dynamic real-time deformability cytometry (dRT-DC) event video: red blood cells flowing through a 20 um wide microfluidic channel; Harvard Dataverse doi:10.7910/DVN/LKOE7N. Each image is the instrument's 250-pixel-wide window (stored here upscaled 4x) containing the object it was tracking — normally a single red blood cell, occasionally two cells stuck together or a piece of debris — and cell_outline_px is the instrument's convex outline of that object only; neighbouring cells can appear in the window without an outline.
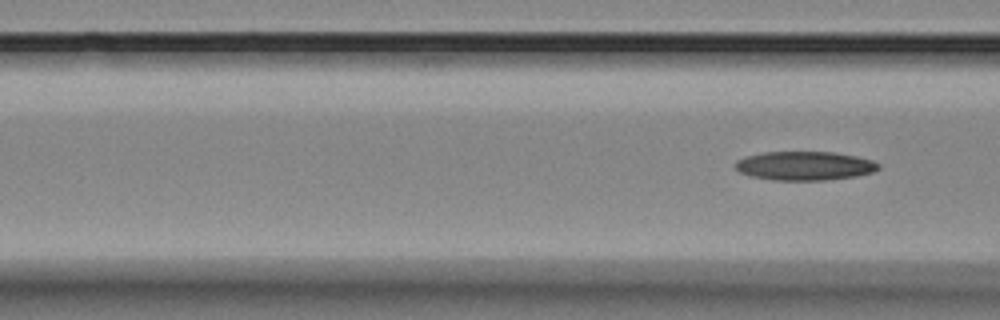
{"species": "Egyptian fruit bat (a non-hibernating species)", "species_latin": "Rousettus aegyptiacus", "temperature_condition": "room temperature", "stored_images_in_passage": 3, "camera_frame_rate_fps": 3000, "um_per_image_px": 0.085, "animal": {"sex": "female"}, "frame": {"image": 1, "passage_image": 3, "time_ms": 2.667, "image_size_px": [1000, 320], "cell_outline_px": [[880, 168], [872, 172], [856, 176], [828, 180], [772, 180], [748, 176], [740, 172], [736, 168], [736, 160], [744, 156], [764, 152], [832, 152], [856, 156], [872, 160], [880, 164]], "centroid_in_image_um": [68.38, 14.1], "position_along_channel_um": 98.2, "area_um2": 24.22}}